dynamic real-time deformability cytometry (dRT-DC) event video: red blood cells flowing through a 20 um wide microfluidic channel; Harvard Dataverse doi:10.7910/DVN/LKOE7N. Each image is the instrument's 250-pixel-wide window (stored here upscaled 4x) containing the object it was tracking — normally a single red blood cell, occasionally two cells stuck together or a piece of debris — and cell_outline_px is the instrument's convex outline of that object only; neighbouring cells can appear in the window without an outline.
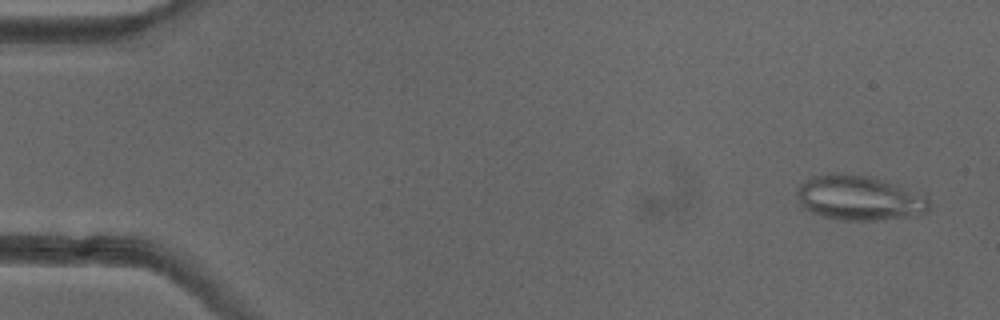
{"species": "common noctule bat (a hibernating species)", "species_latin": "Nyctalus noctula", "temperature_condition": "cold", "stored_images_in_passage": 52, "camera_frame_rate_fps": 3000, "um_per_image_px": 0.085, "animal": {"sex": "female"}, "frame": {"image": 1, "passage_image": 3, "time_ms": 0.667, "image_size_px": [1000, 320], "cell_outline_px": [[928, 212], [912, 216], [876, 220], [836, 220], [812, 212], [804, 208], [800, 204], [796, 192], [796, 188], [800, 184], [812, 176], [836, 172], [872, 176], [924, 196], [928, 200]], "centroid_in_image_um": [72.96, 16.82], "position_along_channel_um": 12.0, "area_um2": 34.28}}
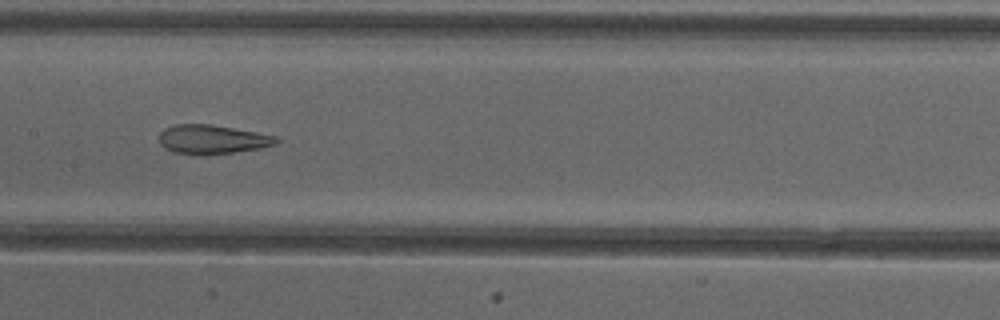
{"frame": {"image": 2, "passage_image": 26, "time_ms": 8.333, "image_size_px": [1000, 320], "cell_outline_px": [[280, 140], [276, 144], [260, 148], [232, 152], [172, 152], [164, 148], [160, 144], [160, 132], [164, 128], [176, 124], [212, 124], [256, 132], [276, 136]], "centroid_in_image_um": [18.05, 11.8], "position_along_channel_um": 189.3, "area_um2": 19.13}}
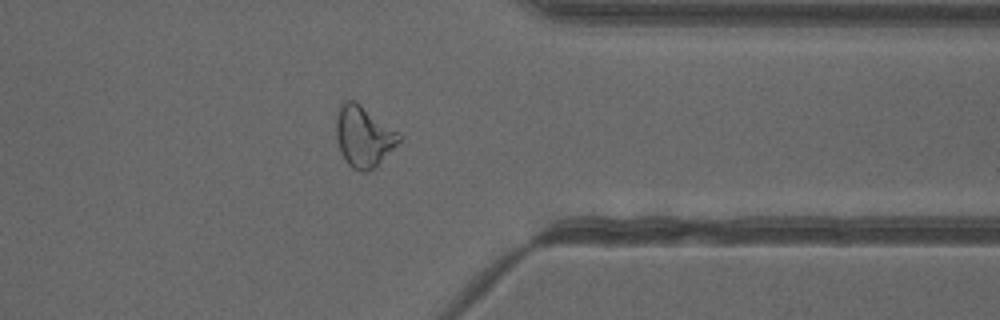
{"frame": {"image": 3, "passage_image": 41, "time_ms": 13.333, "image_size_px": [1000, 320], "cell_outline_px": [[404, 136], [376, 168], [368, 172], [364, 172], [352, 168], [348, 164], [340, 152], [336, 140], [336, 116], [340, 104], [348, 100], [356, 100], [400, 132]], "centroid_in_image_um": [30.92, 11.59], "position_along_channel_um": 380.5, "area_um2": 22.83}, "authors_computed_cell_mechanics": {"area_um2": 23.9292, "velocity_mm_per_s": 3.9922, "shape_relaxation_time_tau1_ms": null, "shape_relaxation_time_tau2_ms": 2.0857, "deformation_change_tau1": null, "deformation_change_tau2": 0.1148}}